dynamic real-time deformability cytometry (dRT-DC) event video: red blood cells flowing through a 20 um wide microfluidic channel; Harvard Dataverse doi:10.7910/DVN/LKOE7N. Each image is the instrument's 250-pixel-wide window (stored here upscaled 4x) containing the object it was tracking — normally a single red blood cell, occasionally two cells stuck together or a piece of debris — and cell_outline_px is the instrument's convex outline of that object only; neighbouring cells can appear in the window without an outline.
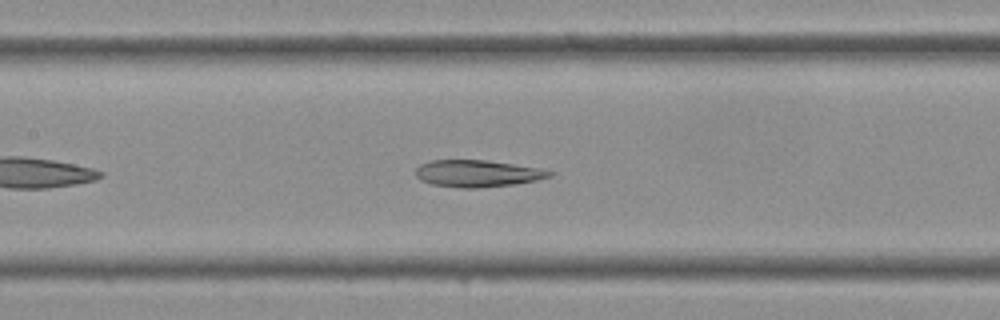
{"species": "Egyptian fruit bat (a non-hibernating species)", "species_latin": "Rousettus aegyptiacus", "temperature_condition": "cold", "stored_images_in_passage": 32, "camera_frame_rate_fps": 3000, "um_per_image_px": 0.085, "frame": {"image": 1, "passage_image": 9, "time_ms": 2.667, "image_size_px": [1000, 320], "cell_outline_px": [[552, 176], [536, 180], [516, 184], [476, 188], [460, 188], [432, 184], [420, 180], [416, 176], [416, 168], [420, 164], [432, 160], [484, 160], [512, 164], [536, 168], [552, 172]], "centroid_in_image_um": [40.53, 14.75], "position_along_channel_um": 166.9, "area_um2": 20.75}}
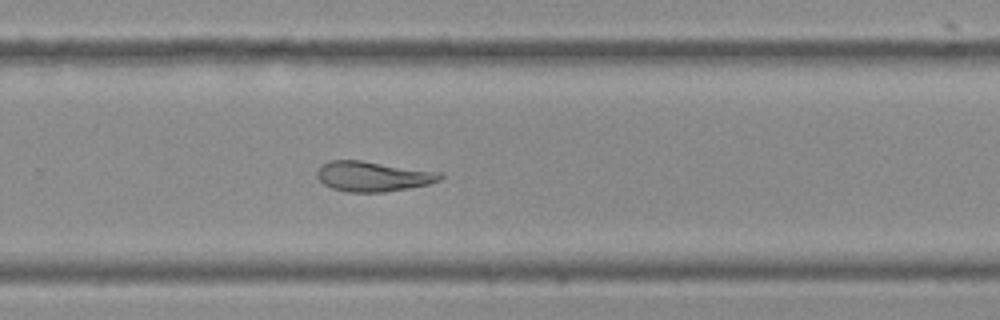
{"frame": {"image": 2, "passage_image": 17, "time_ms": 5.333, "image_size_px": [1000, 320], "cell_outline_px": [[444, 176], [440, 180], [428, 184], [408, 188], [384, 192], [348, 192], [332, 188], [324, 184], [316, 176], [316, 172], [320, 164], [332, 160], [360, 160], [440, 172]], "centroid_in_image_um": [31.67, 14.99], "position_along_channel_um": 298.1, "area_um2": 21.56}}
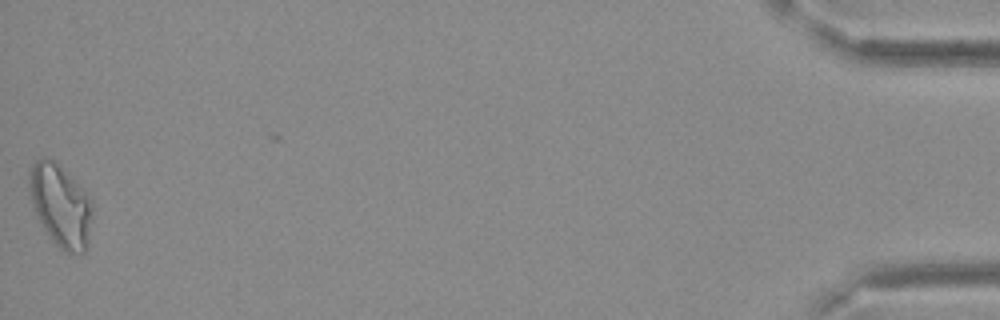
{"frame": {"image": 3, "passage_image": 31, "time_ms": 10.0, "image_size_px": [1000, 320], "cell_outline_px": [[92, 216], [88, 248], [80, 256], [68, 252], [60, 248], [48, 236], [36, 216], [28, 192], [28, 168], [36, 160], [44, 156], [56, 160], [92, 196]], "centroid_in_image_um": [5.16, 17.43], "position_along_channel_um": 430.0, "area_um2": 31.5}}